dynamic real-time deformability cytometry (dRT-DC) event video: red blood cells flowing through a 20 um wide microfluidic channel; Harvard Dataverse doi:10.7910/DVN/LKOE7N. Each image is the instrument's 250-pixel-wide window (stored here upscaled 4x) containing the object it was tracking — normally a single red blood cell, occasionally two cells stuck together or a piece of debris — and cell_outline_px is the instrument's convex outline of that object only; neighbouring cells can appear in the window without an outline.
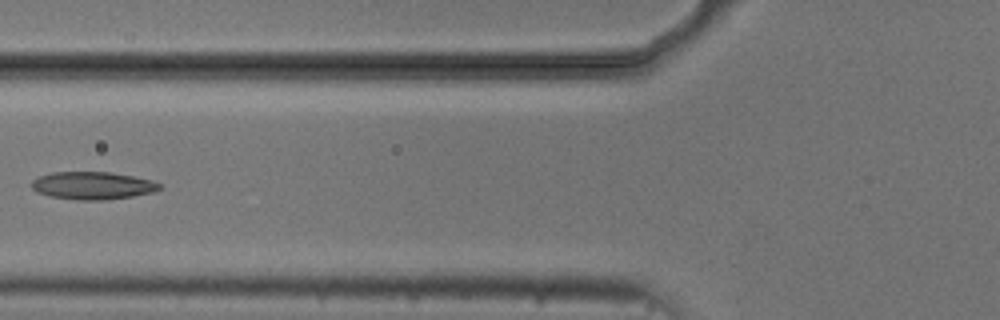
{"species": "common noctule bat (a hibernating species)", "species_latin": "Nyctalus noctula", "temperature_condition": "cold", "stored_images_in_passage": 5, "camera_frame_rate_fps": 3000, "um_per_image_px": 0.085, "animal": {"sex": "male", "body_mass_g": 20.5, "forearm_length_mm": 52.5}, "frame": {"image": 1, "passage_image": 5, "time_ms": 4.667, "image_size_px": [1000, 320], "cell_outline_px": [[164, 188], [152, 192], [132, 196], [108, 200], [80, 200], [48, 196], [36, 192], [32, 188], [32, 180], [40, 176], [52, 172], [112, 172], [152, 180], [160, 184]], "centroid_in_image_um": [7.88, 15.77], "position_along_channel_um": 117.9, "area_um2": 20.69}}